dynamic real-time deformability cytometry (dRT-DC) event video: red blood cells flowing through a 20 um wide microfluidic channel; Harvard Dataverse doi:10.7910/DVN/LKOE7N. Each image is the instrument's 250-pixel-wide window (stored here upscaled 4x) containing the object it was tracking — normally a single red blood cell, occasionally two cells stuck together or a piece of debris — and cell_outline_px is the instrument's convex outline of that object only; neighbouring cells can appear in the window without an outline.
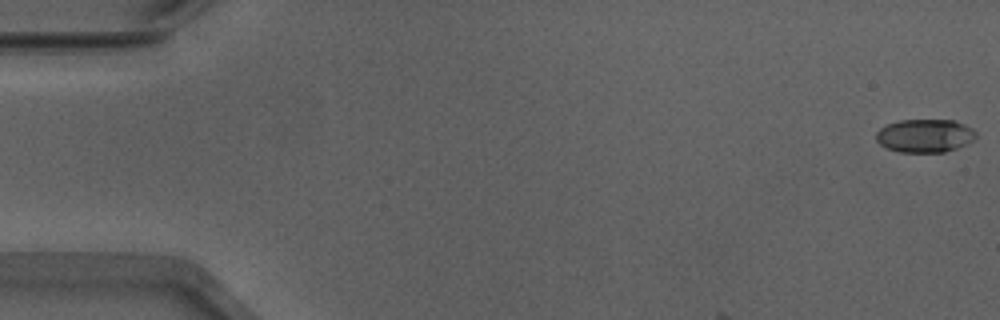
{"species": "Egyptian fruit bat (a non-hibernating species)", "species_latin": "Rousettus aegyptiacus", "temperature_condition": "warm", "stored_images_in_passage": 8, "camera_frame_rate_fps": 3000, "um_per_image_px": 0.085, "animal": {"sex": "male"}, "frame": {"image": 1, "passage_image": 1, "time_ms": 0.0, "image_size_px": [1000, 320], "cell_outline_px": [[976, 136], [972, 140], [956, 148], [944, 152], [900, 152], [888, 148], [880, 144], [876, 140], [876, 132], [880, 128], [888, 124], [900, 120], [952, 120], [964, 124], [972, 128], [976, 132]], "centroid_in_image_um": [78.6, 11.53], "position_along_channel_um": 6.4, "area_um2": 19.19}}